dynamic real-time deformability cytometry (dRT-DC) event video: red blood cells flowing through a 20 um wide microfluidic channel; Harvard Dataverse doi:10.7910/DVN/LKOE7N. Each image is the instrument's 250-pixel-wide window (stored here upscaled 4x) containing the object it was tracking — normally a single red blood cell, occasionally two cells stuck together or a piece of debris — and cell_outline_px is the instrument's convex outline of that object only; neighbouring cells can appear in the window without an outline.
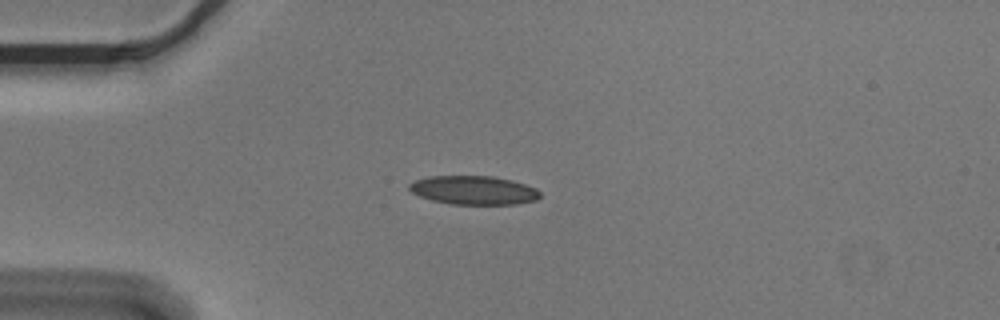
{"species": "Egyptian fruit bat (a non-hibernating species)", "species_latin": "Rousettus aegyptiacus", "temperature_condition": "cold", "stored_images_in_passage": 4, "camera_frame_rate_fps": 3000, "um_per_image_px": 0.085, "animal": {"sex": "male"}, "frame": {"image": 1, "passage_image": 4, "time_ms": 1.0, "image_size_px": [1000, 320], "cell_outline_px": [[540, 196], [536, 200], [516, 204], [452, 204], [432, 200], [420, 196], [412, 192], [408, 188], [408, 184], [416, 180], [428, 176], [492, 176], [512, 180], [536, 188], [540, 192]], "centroid_in_image_um": [40.26, 16.16], "position_along_channel_um": 44.7, "area_um2": 21.85}}